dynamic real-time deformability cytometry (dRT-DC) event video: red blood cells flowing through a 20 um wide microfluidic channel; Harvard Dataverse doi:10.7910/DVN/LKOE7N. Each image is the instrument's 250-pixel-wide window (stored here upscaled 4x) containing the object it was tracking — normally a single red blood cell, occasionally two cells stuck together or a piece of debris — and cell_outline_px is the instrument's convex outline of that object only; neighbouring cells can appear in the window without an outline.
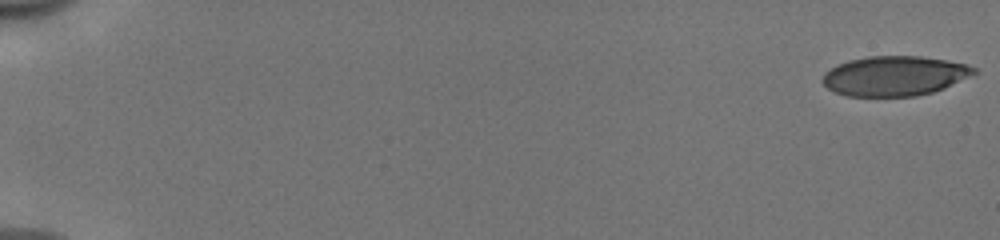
{"species": "human", "species_latin": "Homo sapiens", "temperature_condition": "cold", "stored_images_in_passage": 53, "camera_frame_rate_fps": 3000, "um_per_image_px": 0.085, "donor": {"sex": "male"}, "frame": {"image": 1, "passage_image": 1, "time_ms": 0.0, "image_size_px": [1000, 240], "cell_outline_px": [[976, 72], [944, 88], [932, 92], [916, 96], [848, 96], [836, 92], [828, 88], [820, 80], [824, 72], [848, 60], [868, 56], [920, 56], [944, 60], [964, 64], [976, 68]], "centroid_in_image_um": [75.99, 6.45], "position_along_channel_um": 9.0, "area_um2": 34.74}}
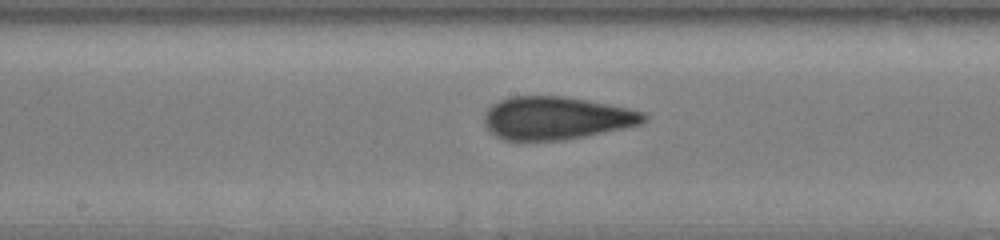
{"frame": {"image": 2, "passage_image": 30, "time_ms": 9.667, "image_size_px": [1000, 240], "cell_outline_px": [[648, 120], [640, 124], [624, 128], [564, 140], [504, 140], [488, 132], [484, 124], [484, 112], [492, 104], [500, 100], [512, 96], [564, 96], [588, 100], [648, 112]], "centroid_in_image_um": [47.28, 10.03], "position_along_channel_um": 200.9, "area_um2": 40.17}}
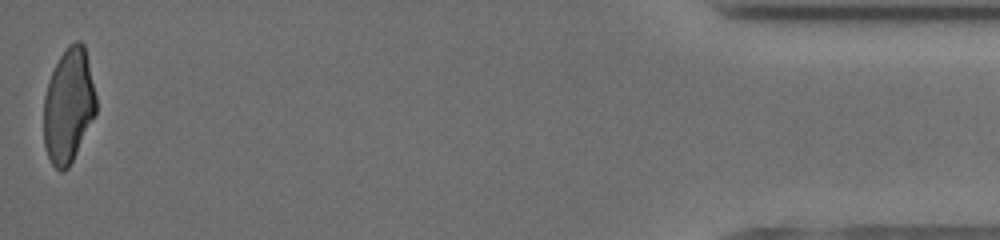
{"frame": {"image": 3, "passage_image": 53, "time_ms": 17.333, "image_size_px": [1000, 240], "cell_outline_px": [[96, 112], [68, 168], [60, 172], [52, 164], [48, 156], [44, 144], [44, 96], [48, 80], [60, 56], [68, 44], [76, 40], [80, 40], [84, 44], [96, 96]], "centroid_in_image_um": [5.81, 8.95], "position_along_channel_um": 429.4, "area_um2": 34.62}, "authors_computed_cell_mechanics": {"area_um2": 38.3792, "velocity_mm_per_s": 3.9846, "shape_relaxation_time_tau1_ms": 6.4142, "shape_relaxation_time_tau2_ms": 1.2155, "deformation_change_tau1": 0.1988, "deformation_change_tau2": 0.0977}}